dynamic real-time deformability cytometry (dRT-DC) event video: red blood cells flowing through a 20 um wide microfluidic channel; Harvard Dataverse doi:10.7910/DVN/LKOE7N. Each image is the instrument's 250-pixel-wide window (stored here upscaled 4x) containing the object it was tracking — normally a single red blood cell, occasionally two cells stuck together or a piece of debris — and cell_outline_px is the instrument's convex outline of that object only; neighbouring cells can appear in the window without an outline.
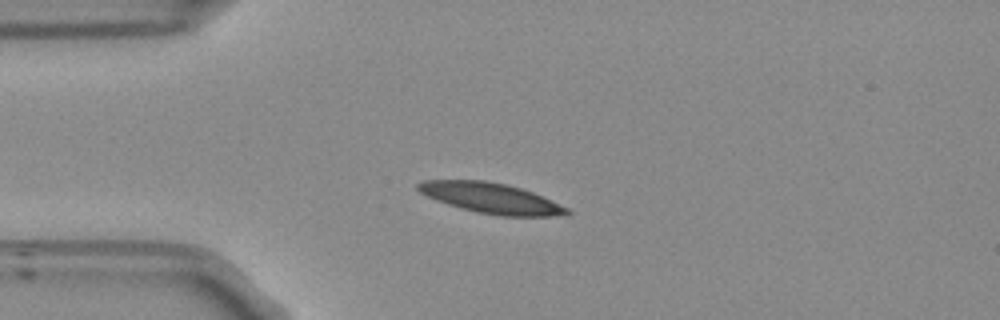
{"species": "Egyptian fruit bat (a non-hibernating species)", "species_latin": "Rousettus aegyptiacus", "temperature_condition": "room temperature", "stored_images_in_passage": 37, "camera_frame_rate_fps": 3000, "um_per_image_px": 0.085, "frame": {"image": 1, "passage_image": 1, "time_ms": 0.0, "image_size_px": [1000, 320], "cell_outline_px": [[572, 212], [548, 216], [500, 216], [476, 212], [460, 208], [436, 200], [420, 192], [416, 188], [416, 184], [424, 180], [484, 180], [504, 184], [520, 188], [532, 192], [568, 208]], "centroid_in_image_um": [41.68, 16.83], "position_along_channel_um": 43.3, "area_um2": 26.01}}
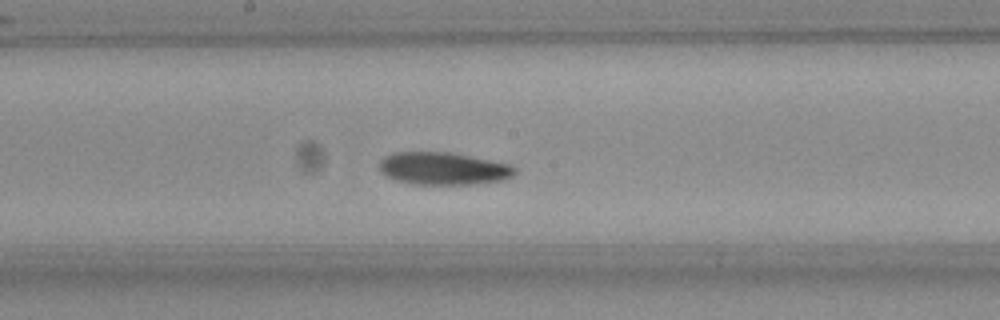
{"frame": {"image": 2, "passage_image": 16, "time_ms": 5.0, "image_size_px": [1000, 320], "cell_outline_px": [[516, 172], [512, 176], [504, 180], [472, 184], [412, 184], [396, 180], [380, 172], [380, 160], [384, 156], [396, 152], [448, 152], [508, 164], [516, 168]], "centroid_in_image_um": [37.65, 14.33], "position_along_channel_um": 210.5, "area_um2": 25.43}}
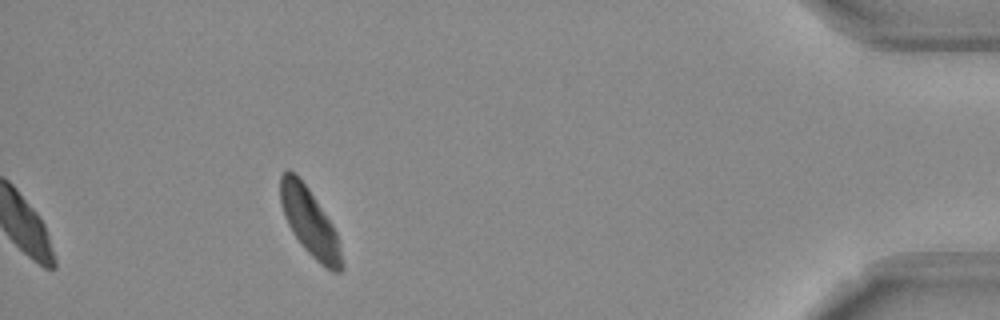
{"frame": {"image": 3, "passage_image": 37, "time_ms": 12.0, "image_size_px": [1000, 320], "cell_outline_px": [[344, 268], [340, 272], [332, 272], [320, 264], [304, 248], [292, 232], [284, 216], [280, 204], [280, 176], [288, 168], [308, 188], [332, 224], [336, 232], [344, 264]], "centroid_in_image_um": [26.33, 18.92], "position_along_channel_um": 408.9, "area_um2": 23.87}, "authors_computed_cell_mechanics": {"area_um2": 25.3742, "velocity_mm_per_s": 3.6956, "shape_relaxation_time_tau1_ms": 9.6131, "shape_relaxation_time_tau2_ms": 6.2873, "deformation_change_tau1": 0.1746, "deformation_change_tau2": 0.1204}}